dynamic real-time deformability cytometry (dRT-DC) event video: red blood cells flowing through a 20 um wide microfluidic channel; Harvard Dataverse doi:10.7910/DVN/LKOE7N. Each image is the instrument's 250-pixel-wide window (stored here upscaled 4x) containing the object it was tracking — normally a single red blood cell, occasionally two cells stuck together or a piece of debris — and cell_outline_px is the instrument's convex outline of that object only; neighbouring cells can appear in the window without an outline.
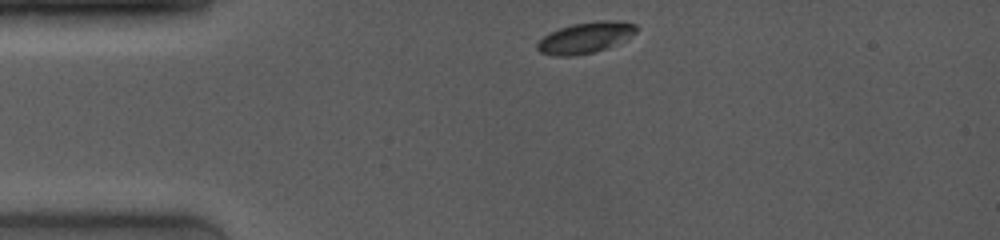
{"species": "common noctule bat (a hibernating species)", "species_latin": "Nyctalus noctula", "temperature_condition": "room temperature", "stored_images_in_passage": 40, "camera_frame_rate_fps": 4000, "um_per_image_px": 0.085, "animal": {"sex": "female", "body_mass_g": 19.0, "forearm_length_mm": 53.3}, "frame": {"image": 1, "passage_image": 1, "time_ms": 0.0, "image_size_px": [1000, 240], "cell_outline_px": [[640, 28], [628, 40], [592, 52], [572, 56], [556, 56], [540, 52], [536, 48], [536, 44], [548, 32], [572, 24], [596, 20], [616, 20], [636, 24]], "centroid_in_image_um": [49.79, 3.18], "position_along_channel_um": 35.2, "area_um2": 18.09}}
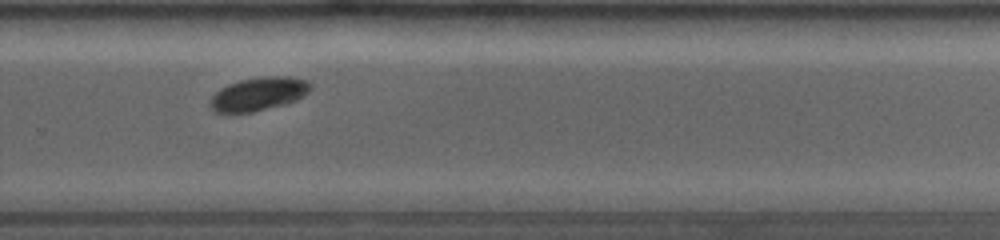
{"frame": {"image": 2, "passage_image": 21, "time_ms": 7.75, "image_size_px": [1000, 240], "cell_outline_px": [[312, 88], [304, 96], [296, 100], [284, 104], [252, 112], [216, 112], [208, 104], [208, 100], [220, 88], [228, 84], [240, 80], [264, 76], [288, 76], [308, 80], [312, 84]], "centroid_in_image_um": [21.99, 7.97], "position_along_channel_um": 307.8, "area_um2": 19.59}}
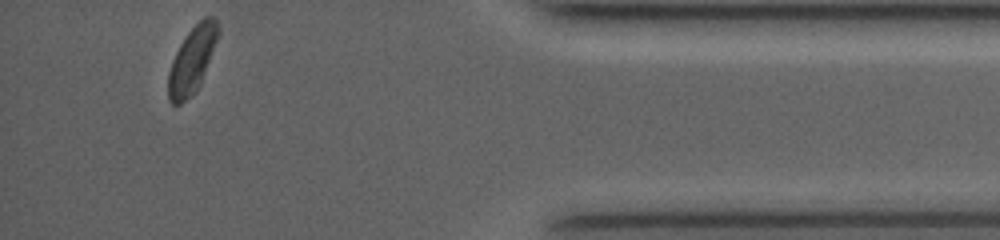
{"frame": {"image": 3, "passage_image": 40, "time_ms": 11.25, "image_size_px": [1000, 240], "cell_outline_px": [[220, 32], [200, 84], [196, 92], [192, 96], [180, 104], [172, 104], [168, 100], [168, 72], [172, 60], [180, 44], [188, 32], [204, 16], [212, 16], [216, 20], [220, 28]], "centroid_in_image_um": [16.32, 5.11], "position_along_channel_um": 418.9, "area_um2": 19.25}, "authors_computed_cell_mechanics": {"area_um2": 19.5364, "velocity_mm_per_s": 4.046, "shape_relaxation_time_tau1_ms": 1.486, "shape_relaxation_time_tau2_ms": null, "deformation_change_tau1": 0.1454, "deformation_change_tau2": null}}